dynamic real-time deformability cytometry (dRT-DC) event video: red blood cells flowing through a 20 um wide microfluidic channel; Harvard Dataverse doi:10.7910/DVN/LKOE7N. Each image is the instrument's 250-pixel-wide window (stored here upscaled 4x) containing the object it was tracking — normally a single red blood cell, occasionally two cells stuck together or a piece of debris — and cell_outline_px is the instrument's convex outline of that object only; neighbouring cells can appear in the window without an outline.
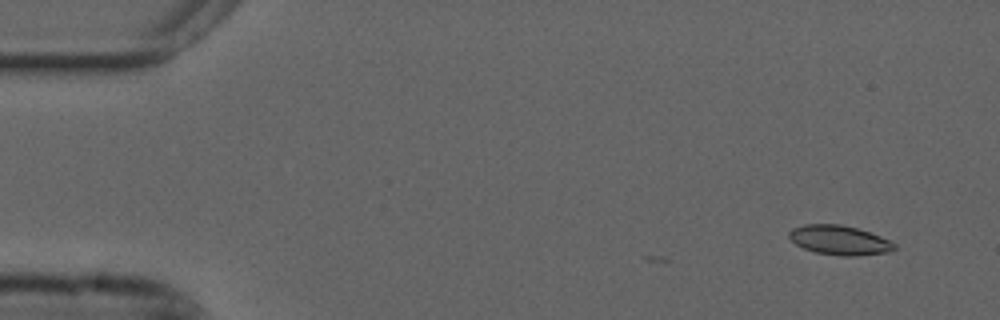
{"species": "common noctule bat (a hibernating species)", "species_latin": "Nyctalus noctula", "temperature_condition": "cold", "stored_images_in_passage": 3, "camera_frame_rate_fps": 3000, "um_per_image_px": 0.085, "animal": {"sex": "male", "forearm_length_mm": 52.5}, "frame": {"image": 1, "passage_image": 3, "time_ms": 0.667, "image_size_px": [1000, 320], "cell_outline_px": [[896, 248], [892, 252], [856, 256], [844, 256], [816, 252], [804, 248], [796, 244], [788, 236], [788, 232], [792, 228], [804, 224], [840, 224], [856, 228], [880, 236], [896, 244]], "centroid_in_image_um": [71.36, 20.41], "position_along_channel_um": 13.6, "area_um2": 18.03}}